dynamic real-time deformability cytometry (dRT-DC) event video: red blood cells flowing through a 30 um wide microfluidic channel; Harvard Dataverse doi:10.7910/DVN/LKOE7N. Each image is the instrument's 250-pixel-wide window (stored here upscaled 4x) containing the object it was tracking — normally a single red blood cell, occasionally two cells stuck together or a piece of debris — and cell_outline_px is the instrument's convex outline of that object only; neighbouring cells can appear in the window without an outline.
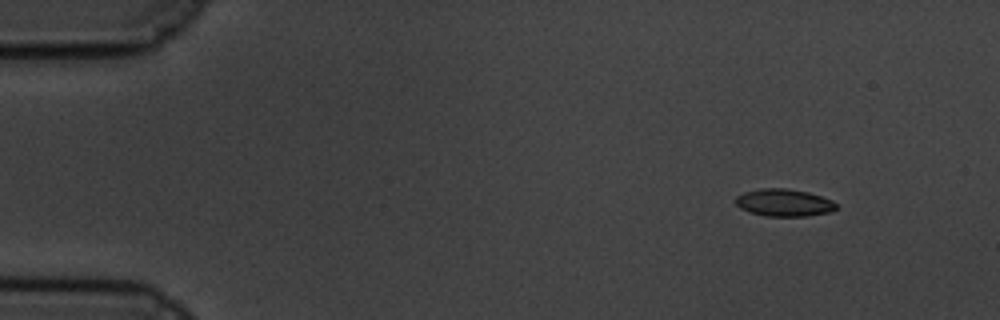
{"species": "common noctule bat (a hibernating species)", "species_latin": "Nyctalus noctula", "temperature_condition": "cold", "stored_images_in_passage": 54, "camera_frame_rate_fps": 3000, "um_per_image_px": 0.085, "animal": {"sex": "male", "body_mass_g": 19.5, "forearm_length_mm": 54.6}, "frame": {"image": 1, "passage_image": 1, "time_ms": 0.0, "image_size_px": [1000, 320], "cell_outline_px": [[840, 208], [832, 212], [808, 216], [764, 216], [748, 212], [740, 208], [736, 204], [736, 196], [744, 192], [760, 188], [788, 188], [808, 192], [832, 200]], "centroid_in_image_um": [66.66, 17.23], "position_along_channel_um": 18.3, "area_um2": 16.3}}
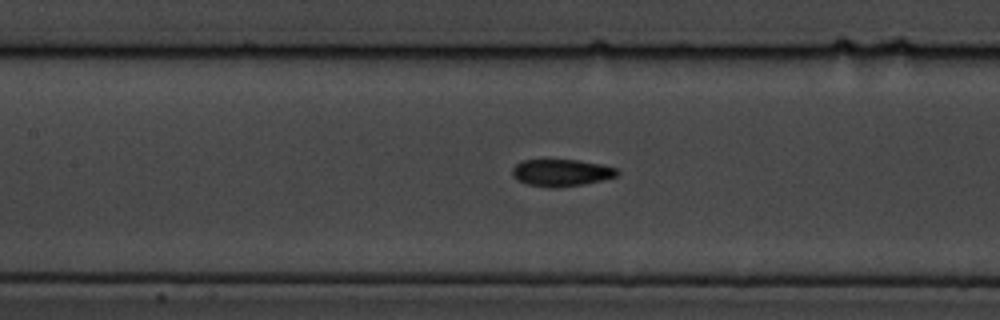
{"frame": {"image": 2, "passage_image": 22, "time_ms": 7.0, "image_size_px": [1000, 320], "cell_outline_px": [[620, 172], [616, 176], [584, 184], [556, 188], [552, 188], [528, 184], [516, 180], [512, 176], [512, 168], [516, 164], [524, 160], [580, 160], [600, 164], [616, 168]], "centroid_in_image_um": [47.69, 14.68], "position_along_channel_um": 159.7, "area_um2": 16.47}}
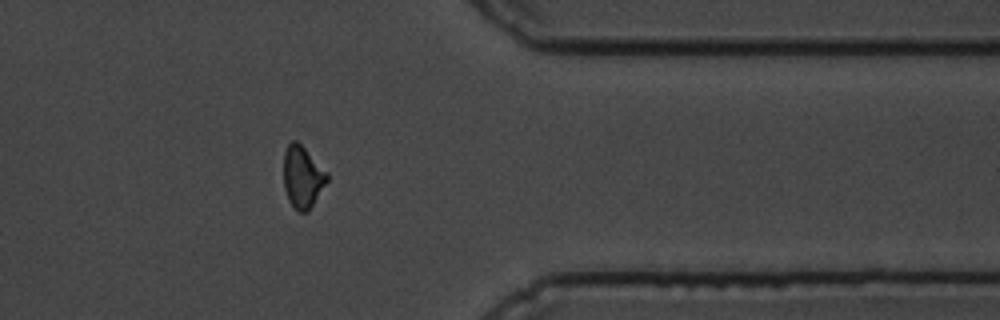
{"frame": {"image": 3, "passage_image": 43, "time_ms": 14.0, "image_size_px": [1000, 320], "cell_outline_px": [[328, 180], [308, 212], [300, 212], [292, 208], [288, 200], [284, 188], [284, 152], [288, 144], [292, 140], [296, 140], [328, 172]], "centroid_in_image_um": [25.71, 15.06], "position_along_channel_um": 385.7, "area_um2": 15.72}, "authors_computed_cell_mechanics": {"area_um2": 16.3863, "velocity_mm_per_s": 3.4067, "shape_relaxation_time_tau1_ms": 4.8468, "shape_relaxation_time_tau2_ms": 2.38, "deformation_change_tau1": 0.1198, "deformation_change_tau2": 0.0605}}